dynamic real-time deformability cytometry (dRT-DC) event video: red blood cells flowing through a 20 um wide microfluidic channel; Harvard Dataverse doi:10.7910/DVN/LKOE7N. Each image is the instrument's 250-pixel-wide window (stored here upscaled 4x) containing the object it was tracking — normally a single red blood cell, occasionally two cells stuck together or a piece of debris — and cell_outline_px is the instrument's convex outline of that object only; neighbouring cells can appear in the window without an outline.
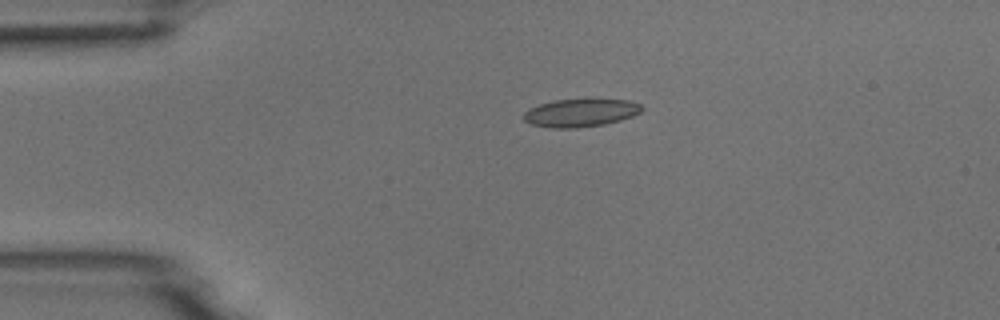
{"species": "common noctule bat (a hibernating species)", "species_latin": "Nyctalus noctula", "temperature_condition": "room temperature", "stored_images_in_passage": 5, "camera_frame_rate_fps": 3000, "um_per_image_px": 0.085, "animal": {"sex": "male", "body_mass_g": 18.8}, "frame": {"image": 1, "passage_image": 3, "time_ms": 2.333, "image_size_px": [1000, 320], "cell_outline_px": [[644, 108], [640, 112], [632, 116], [620, 120], [604, 124], [576, 128], [552, 128], [532, 124], [524, 120], [524, 112], [528, 108], [552, 100], [592, 96], [628, 100], [640, 104]], "centroid_in_image_um": [49.38, 9.53], "position_along_channel_um": 35.6, "area_um2": 20.11}}
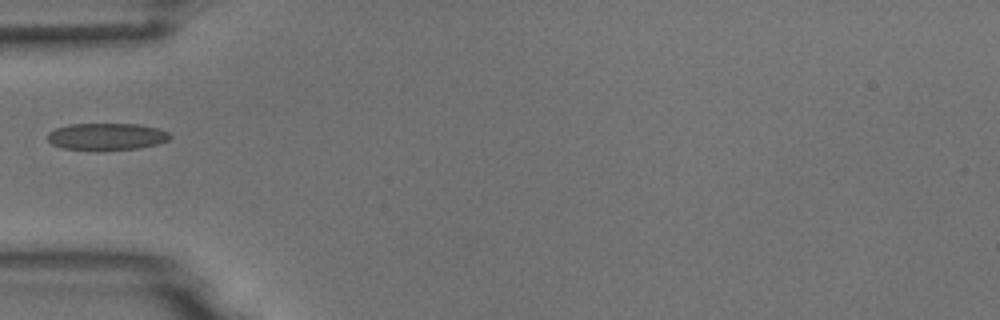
{"frame": {"image": 2, "passage_image": 4, "time_ms": 4.333, "image_size_px": [1000, 320], "cell_outline_px": [[172, 136], [168, 140], [156, 144], [136, 148], [64, 148], [52, 144], [48, 140], [48, 132], [56, 128], [68, 124], [140, 124], [160, 128], [168, 132]], "centroid_in_image_um": [9.09, 11.56], "position_along_channel_um": 75.9, "area_um2": 18.61}}